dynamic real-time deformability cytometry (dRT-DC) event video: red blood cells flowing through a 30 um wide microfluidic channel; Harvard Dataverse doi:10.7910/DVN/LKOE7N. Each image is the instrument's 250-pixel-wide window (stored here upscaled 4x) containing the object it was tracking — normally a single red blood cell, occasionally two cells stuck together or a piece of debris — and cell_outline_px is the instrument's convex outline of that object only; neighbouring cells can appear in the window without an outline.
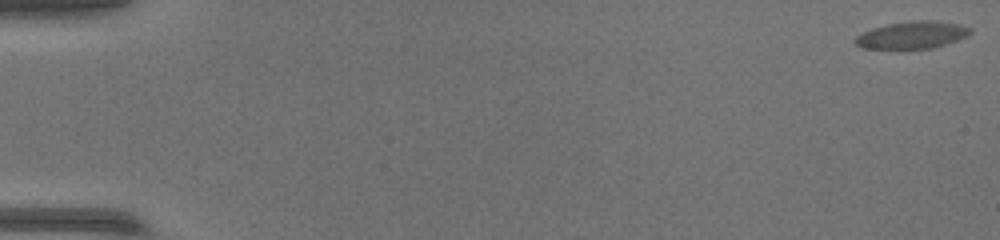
{"species": "common noctule bat (a hibernating species)", "species_latin": "Nyctalus noctula", "temperature_condition": "warm", "stored_images_in_passage": 19, "camera_frame_rate_fps": 3000, "um_per_image_px": 0.085, "animal": {"sex": "female", "body_mass_g": 17.0, "forearm_length_mm": 48.0}, "frame": {"image": 1, "passage_image": 1, "time_ms": 0.0, "image_size_px": [1000, 240], "cell_outline_px": [[972, 32], [968, 36], [932, 48], [864, 48], [856, 44], [852, 40], [856, 36], [872, 28], [888, 24], [912, 20], [932, 20], [960, 24], [972, 28]], "centroid_in_image_um": [77.55, 2.96], "position_along_channel_um": 7.5, "area_um2": 18.15}}
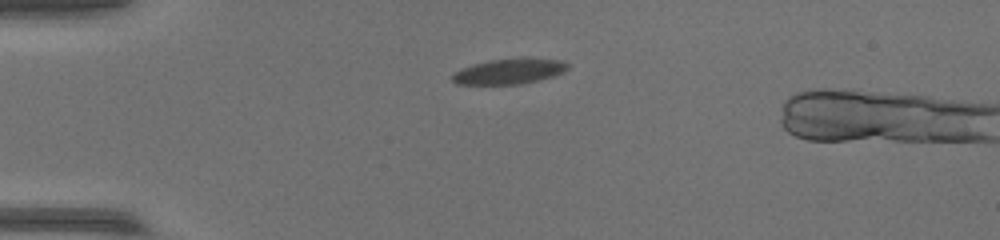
{"frame": {"image": 2, "passage_image": 16, "time_ms": 5.0, "image_size_px": [1000, 240], "cell_outline_px": [[568, 68], [564, 72], [540, 80], [524, 84], [456, 84], [452, 80], [452, 76], [460, 68], [488, 60], [524, 56], [528, 56], [564, 60], [568, 64]], "centroid_in_image_um": [43.35, 6.03], "position_along_channel_um": 41.7, "area_um2": 17.63}}